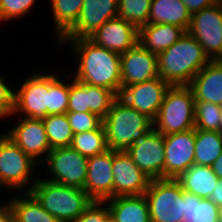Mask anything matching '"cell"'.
<instances>
[{
	"instance_id": "1",
	"label": "cell",
	"mask_w": 222,
	"mask_h": 222,
	"mask_svg": "<svg viewBox=\"0 0 222 222\" xmlns=\"http://www.w3.org/2000/svg\"><path fill=\"white\" fill-rule=\"evenodd\" d=\"M57 44L58 47L70 46L72 58L75 57V72L70 75L75 80L109 89L117 97L120 95L121 55L97 46L88 38L60 40Z\"/></svg>"
},
{
	"instance_id": "2",
	"label": "cell",
	"mask_w": 222,
	"mask_h": 222,
	"mask_svg": "<svg viewBox=\"0 0 222 222\" xmlns=\"http://www.w3.org/2000/svg\"><path fill=\"white\" fill-rule=\"evenodd\" d=\"M211 60L187 31L158 55V74L170 86L190 85L194 76Z\"/></svg>"
},
{
	"instance_id": "3",
	"label": "cell",
	"mask_w": 222,
	"mask_h": 222,
	"mask_svg": "<svg viewBox=\"0 0 222 222\" xmlns=\"http://www.w3.org/2000/svg\"><path fill=\"white\" fill-rule=\"evenodd\" d=\"M40 176L30 193L60 222H74L93 202L84 189L49 181Z\"/></svg>"
},
{
	"instance_id": "4",
	"label": "cell",
	"mask_w": 222,
	"mask_h": 222,
	"mask_svg": "<svg viewBox=\"0 0 222 222\" xmlns=\"http://www.w3.org/2000/svg\"><path fill=\"white\" fill-rule=\"evenodd\" d=\"M103 126L108 148L126 151L153 128V121L117 97L103 119Z\"/></svg>"
},
{
	"instance_id": "5",
	"label": "cell",
	"mask_w": 222,
	"mask_h": 222,
	"mask_svg": "<svg viewBox=\"0 0 222 222\" xmlns=\"http://www.w3.org/2000/svg\"><path fill=\"white\" fill-rule=\"evenodd\" d=\"M39 166L3 132L0 133V188L3 192H29L41 175L36 173Z\"/></svg>"
},
{
	"instance_id": "6",
	"label": "cell",
	"mask_w": 222,
	"mask_h": 222,
	"mask_svg": "<svg viewBox=\"0 0 222 222\" xmlns=\"http://www.w3.org/2000/svg\"><path fill=\"white\" fill-rule=\"evenodd\" d=\"M153 128L163 135L195 128V97L189 85L167 89Z\"/></svg>"
},
{
	"instance_id": "7",
	"label": "cell",
	"mask_w": 222,
	"mask_h": 222,
	"mask_svg": "<svg viewBox=\"0 0 222 222\" xmlns=\"http://www.w3.org/2000/svg\"><path fill=\"white\" fill-rule=\"evenodd\" d=\"M151 222H181L184 215L182 186L177 179H152L144 193Z\"/></svg>"
},
{
	"instance_id": "8",
	"label": "cell",
	"mask_w": 222,
	"mask_h": 222,
	"mask_svg": "<svg viewBox=\"0 0 222 222\" xmlns=\"http://www.w3.org/2000/svg\"><path fill=\"white\" fill-rule=\"evenodd\" d=\"M32 72L24 78L21 86L14 89L12 115L43 119L49 115V72L38 71V69Z\"/></svg>"
},
{
	"instance_id": "9",
	"label": "cell",
	"mask_w": 222,
	"mask_h": 222,
	"mask_svg": "<svg viewBox=\"0 0 222 222\" xmlns=\"http://www.w3.org/2000/svg\"><path fill=\"white\" fill-rule=\"evenodd\" d=\"M47 168L45 179L84 189L88 158L71 147L53 148L42 162Z\"/></svg>"
},
{
	"instance_id": "10",
	"label": "cell",
	"mask_w": 222,
	"mask_h": 222,
	"mask_svg": "<svg viewBox=\"0 0 222 222\" xmlns=\"http://www.w3.org/2000/svg\"><path fill=\"white\" fill-rule=\"evenodd\" d=\"M188 32L210 60H222V0L193 13Z\"/></svg>"
},
{
	"instance_id": "11",
	"label": "cell",
	"mask_w": 222,
	"mask_h": 222,
	"mask_svg": "<svg viewBox=\"0 0 222 222\" xmlns=\"http://www.w3.org/2000/svg\"><path fill=\"white\" fill-rule=\"evenodd\" d=\"M12 117L13 121L17 120L16 125L5 130L4 134L41 165L51 151L43 120L16 115H11L10 118Z\"/></svg>"
},
{
	"instance_id": "12",
	"label": "cell",
	"mask_w": 222,
	"mask_h": 222,
	"mask_svg": "<svg viewBox=\"0 0 222 222\" xmlns=\"http://www.w3.org/2000/svg\"><path fill=\"white\" fill-rule=\"evenodd\" d=\"M126 152L149 179H165L164 135L152 128Z\"/></svg>"
},
{
	"instance_id": "13",
	"label": "cell",
	"mask_w": 222,
	"mask_h": 222,
	"mask_svg": "<svg viewBox=\"0 0 222 222\" xmlns=\"http://www.w3.org/2000/svg\"><path fill=\"white\" fill-rule=\"evenodd\" d=\"M169 87L170 85L159 76L124 87L118 97L154 121Z\"/></svg>"
},
{
	"instance_id": "14",
	"label": "cell",
	"mask_w": 222,
	"mask_h": 222,
	"mask_svg": "<svg viewBox=\"0 0 222 222\" xmlns=\"http://www.w3.org/2000/svg\"><path fill=\"white\" fill-rule=\"evenodd\" d=\"M165 179H178L194 164L195 128L164 135Z\"/></svg>"
},
{
	"instance_id": "15",
	"label": "cell",
	"mask_w": 222,
	"mask_h": 222,
	"mask_svg": "<svg viewBox=\"0 0 222 222\" xmlns=\"http://www.w3.org/2000/svg\"><path fill=\"white\" fill-rule=\"evenodd\" d=\"M113 197L142 195L150 180L126 151L113 150Z\"/></svg>"
},
{
	"instance_id": "16",
	"label": "cell",
	"mask_w": 222,
	"mask_h": 222,
	"mask_svg": "<svg viewBox=\"0 0 222 222\" xmlns=\"http://www.w3.org/2000/svg\"><path fill=\"white\" fill-rule=\"evenodd\" d=\"M118 17V0H84L75 26L61 40L88 38L108 20Z\"/></svg>"
},
{
	"instance_id": "17",
	"label": "cell",
	"mask_w": 222,
	"mask_h": 222,
	"mask_svg": "<svg viewBox=\"0 0 222 222\" xmlns=\"http://www.w3.org/2000/svg\"><path fill=\"white\" fill-rule=\"evenodd\" d=\"M159 77L158 55L139 43L121 54V90L129 85Z\"/></svg>"
},
{
	"instance_id": "18",
	"label": "cell",
	"mask_w": 222,
	"mask_h": 222,
	"mask_svg": "<svg viewBox=\"0 0 222 222\" xmlns=\"http://www.w3.org/2000/svg\"><path fill=\"white\" fill-rule=\"evenodd\" d=\"M88 39L97 46L121 55L138 44L139 29L117 17L105 22Z\"/></svg>"
},
{
	"instance_id": "19",
	"label": "cell",
	"mask_w": 222,
	"mask_h": 222,
	"mask_svg": "<svg viewBox=\"0 0 222 222\" xmlns=\"http://www.w3.org/2000/svg\"><path fill=\"white\" fill-rule=\"evenodd\" d=\"M113 150L88 158L84 191L93 201L113 198Z\"/></svg>"
},
{
	"instance_id": "20",
	"label": "cell",
	"mask_w": 222,
	"mask_h": 222,
	"mask_svg": "<svg viewBox=\"0 0 222 222\" xmlns=\"http://www.w3.org/2000/svg\"><path fill=\"white\" fill-rule=\"evenodd\" d=\"M195 102L222 105V60H211L193 78L189 85Z\"/></svg>"
},
{
	"instance_id": "21",
	"label": "cell",
	"mask_w": 222,
	"mask_h": 222,
	"mask_svg": "<svg viewBox=\"0 0 222 222\" xmlns=\"http://www.w3.org/2000/svg\"><path fill=\"white\" fill-rule=\"evenodd\" d=\"M105 202L113 222H151L149 205L144 194L117 196Z\"/></svg>"
},
{
	"instance_id": "22",
	"label": "cell",
	"mask_w": 222,
	"mask_h": 222,
	"mask_svg": "<svg viewBox=\"0 0 222 222\" xmlns=\"http://www.w3.org/2000/svg\"><path fill=\"white\" fill-rule=\"evenodd\" d=\"M186 31L171 24H150L139 28L138 43L153 54L159 55L177 42Z\"/></svg>"
},
{
	"instance_id": "23",
	"label": "cell",
	"mask_w": 222,
	"mask_h": 222,
	"mask_svg": "<svg viewBox=\"0 0 222 222\" xmlns=\"http://www.w3.org/2000/svg\"><path fill=\"white\" fill-rule=\"evenodd\" d=\"M191 16L181 0H152L148 23L176 25L187 32Z\"/></svg>"
},
{
	"instance_id": "24",
	"label": "cell",
	"mask_w": 222,
	"mask_h": 222,
	"mask_svg": "<svg viewBox=\"0 0 222 222\" xmlns=\"http://www.w3.org/2000/svg\"><path fill=\"white\" fill-rule=\"evenodd\" d=\"M218 179L212 167L193 164L177 180L181 183L184 191L203 199H209Z\"/></svg>"
},
{
	"instance_id": "25",
	"label": "cell",
	"mask_w": 222,
	"mask_h": 222,
	"mask_svg": "<svg viewBox=\"0 0 222 222\" xmlns=\"http://www.w3.org/2000/svg\"><path fill=\"white\" fill-rule=\"evenodd\" d=\"M17 193L8 199L17 222H60L30 192H19V196Z\"/></svg>"
},
{
	"instance_id": "26",
	"label": "cell",
	"mask_w": 222,
	"mask_h": 222,
	"mask_svg": "<svg viewBox=\"0 0 222 222\" xmlns=\"http://www.w3.org/2000/svg\"><path fill=\"white\" fill-rule=\"evenodd\" d=\"M58 42L75 26L84 0H49Z\"/></svg>"
},
{
	"instance_id": "27",
	"label": "cell",
	"mask_w": 222,
	"mask_h": 222,
	"mask_svg": "<svg viewBox=\"0 0 222 222\" xmlns=\"http://www.w3.org/2000/svg\"><path fill=\"white\" fill-rule=\"evenodd\" d=\"M184 215L181 222H220L221 209L210 199H203L182 188Z\"/></svg>"
},
{
	"instance_id": "28",
	"label": "cell",
	"mask_w": 222,
	"mask_h": 222,
	"mask_svg": "<svg viewBox=\"0 0 222 222\" xmlns=\"http://www.w3.org/2000/svg\"><path fill=\"white\" fill-rule=\"evenodd\" d=\"M221 153L222 140L219 131L195 129V165L211 167Z\"/></svg>"
},
{
	"instance_id": "29",
	"label": "cell",
	"mask_w": 222,
	"mask_h": 222,
	"mask_svg": "<svg viewBox=\"0 0 222 222\" xmlns=\"http://www.w3.org/2000/svg\"><path fill=\"white\" fill-rule=\"evenodd\" d=\"M70 147L89 158L106 152V133L103 124L96 130L74 134Z\"/></svg>"
},
{
	"instance_id": "30",
	"label": "cell",
	"mask_w": 222,
	"mask_h": 222,
	"mask_svg": "<svg viewBox=\"0 0 222 222\" xmlns=\"http://www.w3.org/2000/svg\"><path fill=\"white\" fill-rule=\"evenodd\" d=\"M51 149L59 147H70L74 133L66 113L48 115L42 119Z\"/></svg>"
},
{
	"instance_id": "31",
	"label": "cell",
	"mask_w": 222,
	"mask_h": 222,
	"mask_svg": "<svg viewBox=\"0 0 222 222\" xmlns=\"http://www.w3.org/2000/svg\"><path fill=\"white\" fill-rule=\"evenodd\" d=\"M59 76L57 73L49 72V115L68 112L70 75L64 80Z\"/></svg>"
},
{
	"instance_id": "32",
	"label": "cell",
	"mask_w": 222,
	"mask_h": 222,
	"mask_svg": "<svg viewBox=\"0 0 222 222\" xmlns=\"http://www.w3.org/2000/svg\"><path fill=\"white\" fill-rule=\"evenodd\" d=\"M152 0H118V17L138 29L148 24Z\"/></svg>"
},
{
	"instance_id": "33",
	"label": "cell",
	"mask_w": 222,
	"mask_h": 222,
	"mask_svg": "<svg viewBox=\"0 0 222 222\" xmlns=\"http://www.w3.org/2000/svg\"><path fill=\"white\" fill-rule=\"evenodd\" d=\"M220 116V105L195 102V129L219 131Z\"/></svg>"
},
{
	"instance_id": "34",
	"label": "cell",
	"mask_w": 222,
	"mask_h": 222,
	"mask_svg": "<svg viewBox=\"0 0 222 222\" xmlns=\"http://www.w3.org/2000/svg\"><path fill=\"white\" fill-rule=\"evenodd\" d=\"M87 93H89V112L104 119L117 96L109 89L90 84H87Z\"/></svg>"
},
{
	"instance_id": "35",
	"label": "cell",
	"mask_w": 222,
	"mask_h": 222,
	"mask_svg": "<svg viewBox=\"0 0 222 222\" xmlns=\"http://www.w3.org/2000/svg\"><path fill=\"white\" fill-rule=\"evenodd\" d=\"M37 0H0V23L19 20L35 7Z\"/></svg>"
},
{
	"instance_id": "36",
	"label": "cell",
	"mask_w": 222,
	"mask_h": 222,
	"mask_svg": "<svg viewBox=\"0 0 222 222\" xmlns=\"http://www.w3.org/2000/svg\"><path fill=\"white\" fill-rule=\"evenodd\" d=\"M68 112H89V93L87 84L70 77Z\"/></svg>"
},
{
	"instance_id": "37",
	"label": "cell",
	"mask_w": 222,
	"mask_h": 222,
	"mask_svg": "<svg viewBox=\"0 0 222 222\" xmlns=\"http://www.w3.org/2000/svg\"><path fill=\"white\" fill-rule=\"evenodd\" d=\"M69 125L74 134L98 129L103 119L92 112H67Z\"/></svg>"
},
{
	"instance_id": "38",
	"label": "cell",
	"mask_w": 222,
	"mask_h": 222,
	"mask_svg": "<svg viewBox=\"0 0 222 222\" xmlns=\"http://www.w3.org/2000/svg\"><path fill=\"white\" fill-rule=\"evenodd\" d=\"M110 209L105 201H93L74 222H111Z\"/></svg>"
},
{
	"instance_id": "39",
	"label": "cell",
	"mask_w": 222,
	"mask_h": 222,
	"mask_svg": "<svg viewBox=\"0 0 222 222\" xmlns=\"http://www.w3.org/2000/svg\"><path fill=\"white\" fill-rule=\"evenodd\" d=\"M0 76V121L9 118L14 109V88ZM13 88V89H12Z\"/></svg>"
},
{
	"instance_id": "40",
	"label": "cell",
	"mask_w": 222,
	"mask_h": 222,
	"mask_svg": "<svg viewBox=\"0 0 222 222\" xmlns=\"http://www.w3.org/2000/svg\"><path fill=\"white\" fill-rule=\"evenodd\" d=\"M191 13H196L204 8L211 7L221 0H181Z\"/></svg>"
},
{
	"instance_id": "41",
	"label": "cell",
	"mask_w": 222,
	"mask_h": 222,
	"mask_svg": "<svg viewBox=\"0 0 222 222\" xmlns=\"http://www.w3.org/2000/svg\"><path fill=\"white\" fill-rule=\"evenodd\" d=\"M14 212L9 201L0 204V222H13Z\"/></svg>"
},
{
	"instance_id": "42",
	"label": "cell",
	"mask_w": 222,
	"mask_h": 222,
	"mask_svg": "<svg viewBox=\"0 0 222 222\" xmlns=\"http://www.w3.org/2000/svg\"><path fill=\"white\" fill-rule=\"evenodd\" d=\"M216 206L222 209V179H218V183L209 198Z\"/></svg>"
},
{
	"instance_id": "43",
	"label": "cell",
	"mask_w": 222,
	"mask_h": 222,
	"mask_svg": "<svg viewBox=\"0 0 222 222\" xmlns=\"http://www.w3.org/2000/svg\"><path fill=\"white\" fill-rule=\"evenodd\" d=\"M211 167L214 173L218 176V178L222 179V153L212 164Z\"/></svg>"
},
{
	"instance_id": "44",
	"label": "cell",
	"mask_w": 222,
	"mask_h": 222,
	"mask_svg": "<svg viewBox=\"0 0 222 222\" xmlns=\"http://www.w3.org/2000/svg\"><path fill=\"white\" fill-rule=\"evenodd\" d=\"M220 126H219V131H222V105L220 106Z\"/></svg>"
},
{
	"instance_id": "45",
	"label": "cell",
	"mask_w": 222,
	"mask_h": 222,
	"mask_svg": "<svg viewBox=\"0 0 222 222\" xmlns=\"http://www.w3.org/2000/svg\"><path fill=\"white\" fill-rule=\"evenodd\" d=\"M220 222H222V209H221V213H220Z\"/></svg>"
},
{
	"instance_id": "46",
	"label": "cell",
	"mask_w": 222,
	"mask_h": 222,
	"mask_svg": "<svg viewBox=\"0 0 222 222\" xmlns=\"http://www.w3.org/2000/svg\"><path fill=\"white\" fill-rule=\"evenodd\" d=\"M219 133H220V136H221V140H222V131H219Z\"/></svg>"
}]
</instances>
